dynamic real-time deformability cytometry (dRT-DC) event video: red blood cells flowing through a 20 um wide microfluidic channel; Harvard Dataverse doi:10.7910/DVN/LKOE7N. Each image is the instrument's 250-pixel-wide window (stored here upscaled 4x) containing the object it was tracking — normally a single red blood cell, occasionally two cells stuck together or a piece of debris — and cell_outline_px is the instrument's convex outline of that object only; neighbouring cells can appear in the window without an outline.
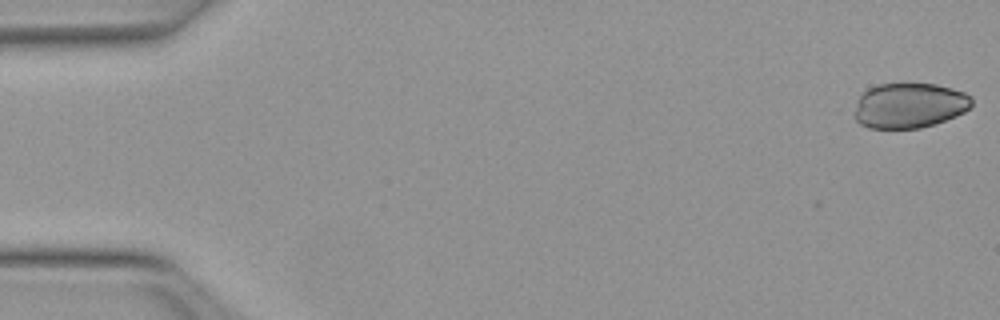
{"species": "Egyptian fruit bat (a non-hibernating species)", "species_latin": "Rousettus aegyptiacus", "temperature_condition": "warm", "stored_images_in_passage": 15, "camera_frame_rate_fps": 3000, "um_per_image_px": 0.085, "animal": {"sex": "female"}, "frame": {"image": 1, "passage_image": 1, "time_ms": 0.0, "image_size_px": [1000, 320], "cell_outline_px": [[972, 104], [964, 112], [956, 116], [920, 128], [868, 128], [860, 124], [856, 120], [856, 108], [860, 96], [868, 88], [880, 84], [936, 84], [952, 88], [964, 92], [972, 96]], "centroid_in_image_um": [77.32, 8.96], "position_along_channel_um": 7.7, "area_um2": 30.58}}
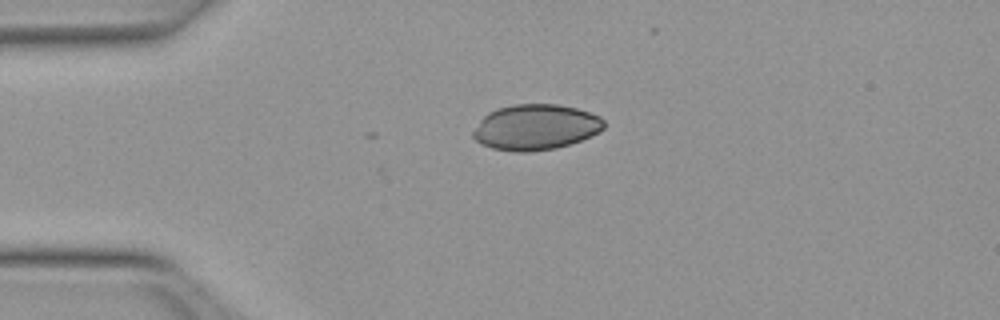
{"frame": {"image": 2, "passage_image": 12, "time_ms": 3.667, "image_size_px": [1000, 320], "cell_outline_px": [[604, 128], [600, 132], [580, 140], [556, 148], [528, 152], [512, 152], [492, 148], [480, 144], [472, 136], [472, 132], [480, 120], [488, 112], [496, 108], [512, 104], [556, 104], [576, 108], [600, 116], [604, 120]], "centroid_in_image_um": [45.5, 10.81], "position_along_channel_um": 39.5, "area_um2": 34.91}}